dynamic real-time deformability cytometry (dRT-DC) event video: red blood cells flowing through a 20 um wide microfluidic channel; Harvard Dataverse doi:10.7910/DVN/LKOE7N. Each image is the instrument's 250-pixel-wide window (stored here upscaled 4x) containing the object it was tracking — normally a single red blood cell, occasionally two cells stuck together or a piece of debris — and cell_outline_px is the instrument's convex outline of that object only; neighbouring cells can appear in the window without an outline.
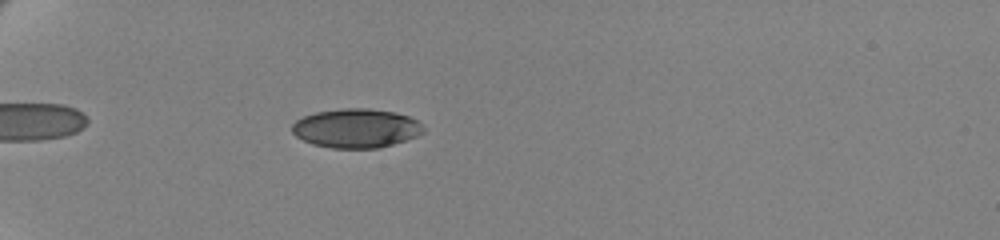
{"species": "human", "species_latin": "Homo sapiens", "temperature_condition": "cold", "stored_images_in_passage": 62, "camera_frame_rate_fps": 3000, "um_per_image_px": 0.085, "donor": {"sex": "female"}, "frame": {"image": 1, "passage_image": 22, "time_ms": 7.0, "image_size_px": [1000, 240], "cell_outline_px": [[424, 132], [416, 136], [380, 148], [332, 148], [312, 144], [296, 136], [292, 132], [292, 124], [296, 120], [304, 116], [316, 112], [344, 108], [368, 108], [396, 112], [408, 116], [416, 120], [424, 128]], "centroid_in_image_um": [30.26, 10.9], "position_along_channel_um": 54.7, "area_um2": 29.82}}
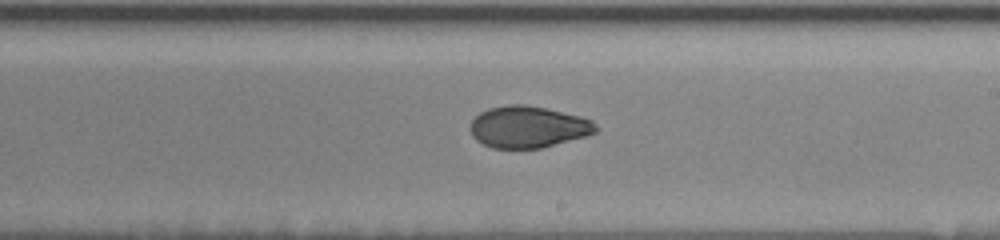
{"frame": {"image": 2, "passage_image": 41, "time_ms": 13.333, "image_size_px": [1000, 240], "cell_outline_px": [[600, 128], [596, 132], [588, 136], [540, 148], [492, 148], [476, 140], [472, 136], [472, 120], [480, 112], [488, 108], [508, 104], [524, 104], [544, 108], [580, 116], [592, 120]], "centroid_in_image_um": [44.92, 10.79], "position_along_channel_um": 244.1, "area_um2": 30.46}}
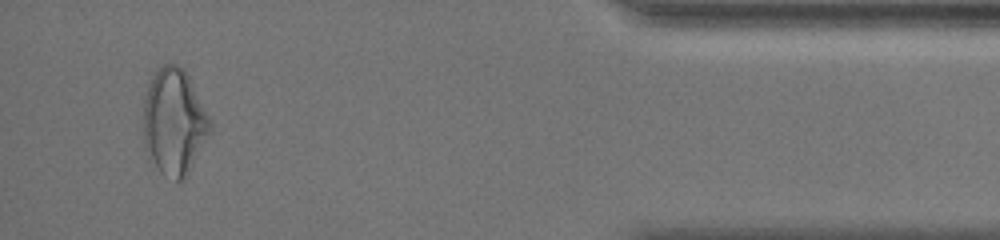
{"frame": {"image": 3, "passage_image": 60, "time_ms": 19.667, "image_size_px": [1000, 240], "cell_outline_px": [[212, 128], [188, 172], [180, 180], [176, 180], [160, 172], [148, 160], [144, 148], [144, 100], [148, 84], [156, 68], [164, 64], [176, 64], [184, 68], [212, 120]], "centroid_in_image_um": [14.78, 10.33], "position_along_channel_um": 420.4, "area_um2": 41.33}, "authors_computed_cell_mechanics": {"area_um2": 30.8652, "velocity_mm_per_s": 3.4544, "shape_relaxation_time_tau1_ms": 5.9573, "shape_relaxation_time_tau2_ms": 2.4143, "deformation_change_tau1": 0.1576, "deformation_change_tau2": 0.0631}}